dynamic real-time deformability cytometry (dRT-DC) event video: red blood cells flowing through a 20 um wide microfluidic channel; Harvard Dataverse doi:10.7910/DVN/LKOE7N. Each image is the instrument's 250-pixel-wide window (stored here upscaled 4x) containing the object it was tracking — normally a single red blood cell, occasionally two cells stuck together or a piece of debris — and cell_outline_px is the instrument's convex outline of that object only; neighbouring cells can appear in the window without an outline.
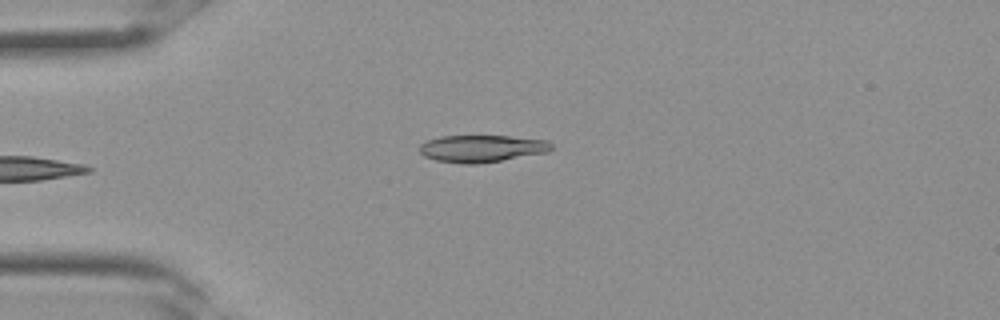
{"species": "Egyptian fruit bat (a non-hibernating species)", "species_latin": "Rousettus aegyptiacus", "temperature_condition": "room temperature", "stored_images_in_passage": 20, "camera_frame_rate_fps": 3000, "um_per_image_px": 0.085, "frame": {"image": 1, "passage_image": 1, "time_ms": 0.0, "image_size_px": [1000, 320], "cell_outline_px": [[552, 148], [548, 152], [480, 164], [460, 164], [436, 160], [424, 156], [420, 152], [420, 144], [428, 140], [440, 136], [508, 136], [548, 140], [552, 144]], "centroid_in_image_um": [40.95, 12.63], "position_along_channel_um": 44.0, "area_um2": 20.92}}
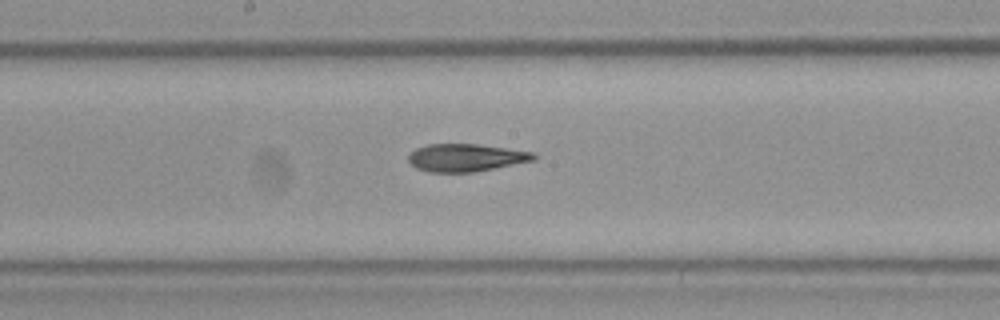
{"frame": {"image": 2, "passage_image": 10, "time_ms": 3.0, "image_size_px": [1000, 320], "cell_outline_px": [[540, 156], [536, 160], [476, 172], [428, 172], [416, 168], [408, 160], [408, 156], [416, 148], [428, 144], [476, 144], [536, 152]], "centroid_in_image_um": [39.67, 13.4], "position_along_channel_um": 208.5, "area_um2": 20.4}}
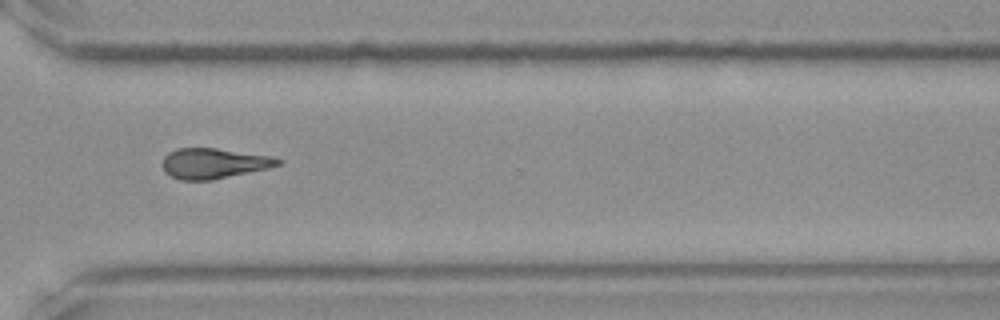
{"frame": {"image": 3, "passage_image": 17, "time_ms": 5.333, "image_size_px": [1000, 320], "cell_outline_px": [[284, 160], [280, 164], [268, 168], [212, 180], [180, 180], [164, 172], [160, 164], [164, 156], [168, 152], [176, 148], [216, 148], [272, 156]], "centroid_in_image_um": [18.13, 13.88], "position_along_channel_um": 352.5, "area_um2": 20.58}}